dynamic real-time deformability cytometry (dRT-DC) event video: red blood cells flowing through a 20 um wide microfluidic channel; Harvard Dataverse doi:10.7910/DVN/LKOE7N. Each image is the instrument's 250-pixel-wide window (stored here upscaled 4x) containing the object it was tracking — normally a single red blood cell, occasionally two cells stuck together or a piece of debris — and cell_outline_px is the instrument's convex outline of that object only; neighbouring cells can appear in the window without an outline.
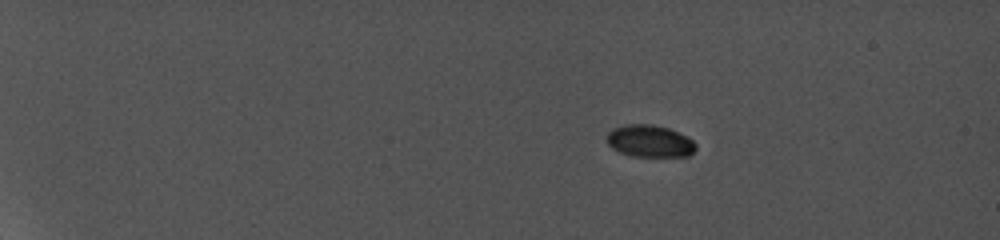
{"species": "common noctule bat (a hibernating species)", "species_latin": "Nyctalus noctula", "temperature_condition": "cold", "stored_images_in_passage": 8, "camera_frame_rate_fps": 5000, "um_per_image_px": 0.085, "animal": {"sex": "female", "body_mass_g": 19.0, "forearm_length_mm": 56.7}, "frame": {"image": 1, "passage_image": 1, "time_ms": 0.0, "image_size_px": [1000, 240], "cell_outline_px": [[696, 148], [688, 156], [632, 156], [620, 152], [612, 148], [608, 144], [608, 132], [612, 128], [624, 124], [652, 124], [668, 128], [688, 136], [696, 144]], "centroid_in_image_um": [55.23, 11.98], "position_along_channel_um": 29.8, "area_um2": 16.65}}
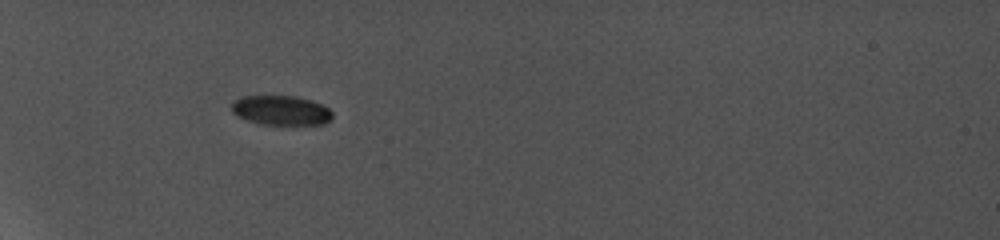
{"frame": {"image": 2, "passage_image": 5, "time_ms": 3.8, "image_size_px": [1000, 240], "cell_outline_px": [[332, 120], [324, 124], [260, 124], [236, 116], [232, 112], [232, 100], [240, 96], [296, 96], [312, 100], [328, 108], [332, 112]], "centroid_in_image_um": [23.87, 9.37], "position_along_channel_um": 61.1, "area_um2": 17.46}}
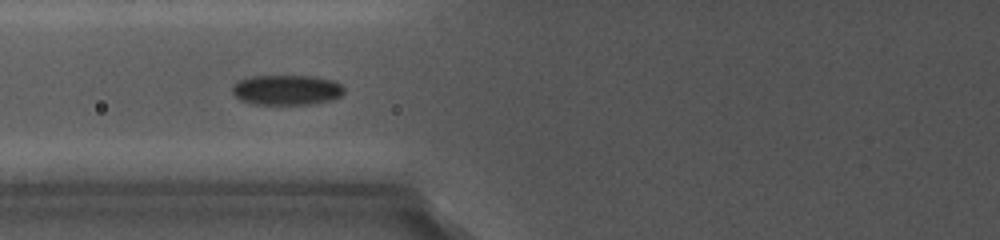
{"frame": {"image": 3, "passage_image": 7, "time_ms": 5.6, "image_size_px": [1000, 240], "cell_outline_px": [[344, 92], [340, 96], [332, 100], [308, 104], [252, 104], [240, 100], [232, 92], [232, 84], [236, 80], [252, 76], [316, 76], [332, 80], [340, 84], [344, 88]], "centroid_in_image_um": [24.33, 7.64], "position_along_channel_um": 101.5, "area_um2": 19.77}}